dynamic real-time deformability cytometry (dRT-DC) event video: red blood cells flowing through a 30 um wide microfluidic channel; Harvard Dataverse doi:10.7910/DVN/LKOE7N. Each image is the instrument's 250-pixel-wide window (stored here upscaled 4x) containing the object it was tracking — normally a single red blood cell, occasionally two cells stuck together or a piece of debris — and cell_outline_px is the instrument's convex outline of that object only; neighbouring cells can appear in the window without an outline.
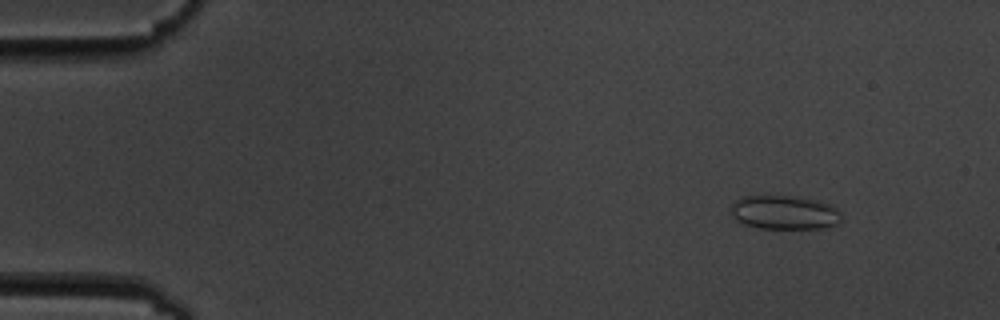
{"species": "common noctule bat (a hibernating species)", "species_latin": "Nyctalus noctula", "temperature_condition": "cold", "stored_images_in_passage": 5, "camera_frame_rate_fps": 3000, "um_per_image_px": 0.085, "animal": {"sex": "male", "body_mass_g": 19.5, "forearm_length_mm": 54.6}, "frame": {"image": 1, "passage_image": 1, "time_ms": 0.0, "image_size_px": [1000, 320], "cell_outline_px": [[840, 224], [824, 228], [760, 228], [744, 224], [736, 220], [732, 212], [732, 204], [736, 200], [744, 196], [788, 196], [816, 200], [828, 204], [836, 208], [840, 212]], "centroid_in_image_um": [66.69, 18.07], "position_along_channel_um": 18.3, "area_um2": 21.62}}